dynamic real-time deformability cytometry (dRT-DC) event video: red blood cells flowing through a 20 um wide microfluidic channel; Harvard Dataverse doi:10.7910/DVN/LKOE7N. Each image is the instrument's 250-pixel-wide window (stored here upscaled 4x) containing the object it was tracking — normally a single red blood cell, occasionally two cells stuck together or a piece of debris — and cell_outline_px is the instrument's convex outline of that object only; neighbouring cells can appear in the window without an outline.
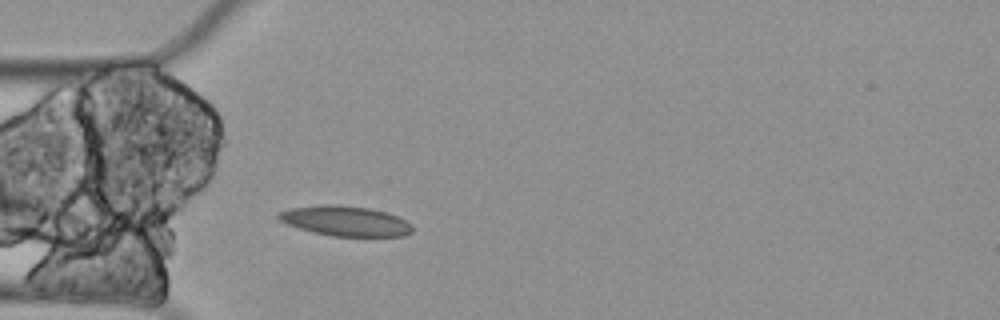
{"species": "Egyptian fruit bat (a non-hibernating species)", "species_latin": "Rousettus aegyptiacus", "temperature_condition": "cold", "stored_images_in_passage": 3, "camera_frame_rate_fps": 3000, "um_per_image_px": 0.085, "animal": {"sex": "female"}, "frame": {"image": 1, "passage_image": 3, "time_ms": 0.667, "image_size_px": [1000, 320], "cell_outline_px": [[412, 232], [404, 236], [332, 236], [312, 232], [288, 224], [280, 220], [276, 216], [280, 212], [292, 208], [324, 204], [336, 204], [368, 208], [384, 212], [396, 216], [412, 224]], "centroid_in_image_um": [29.36, 18.79], "position_along_channel_um": 55.6, "area_um2": 23.18}}